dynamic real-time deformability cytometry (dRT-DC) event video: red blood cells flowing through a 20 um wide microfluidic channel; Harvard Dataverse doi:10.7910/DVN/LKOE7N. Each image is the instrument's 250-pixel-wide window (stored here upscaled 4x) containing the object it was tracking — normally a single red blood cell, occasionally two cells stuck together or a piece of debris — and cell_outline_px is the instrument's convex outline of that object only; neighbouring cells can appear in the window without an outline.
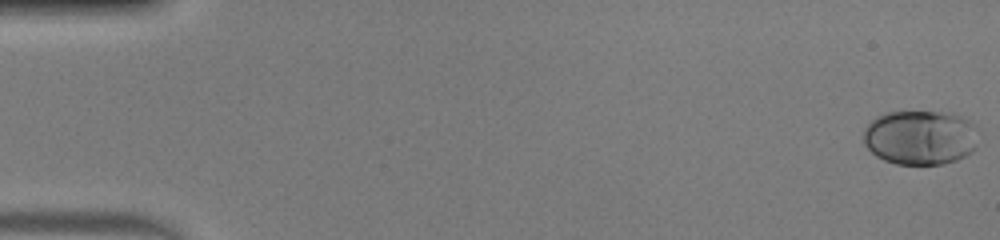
{"species": "human", "species_latin": "Homo sapiens", "temperature_condition": "warm", "stored_images_in_passage": 51, "camera_frame_rate_fps": 3000, "um_per_image_px": 0.085, "donor": {"sex": "male"}, "frame": {"image": 1, "passage_image": 1, "time_ms": 0.0, "image_size_px": [1000, 240], "cell_outline_px": [[976, 148], [972, 152], [956, 160], [944, 164], [896, 164], [884, 160], [876, 156], [864, 144], [864, 128], [876, 116], [888, 112], [952, 112], [976, 124]], "centroid_in_image_um": [78.23, 11.68], "position_along_channel_um": 6.8, "area_um2": 36.76}}
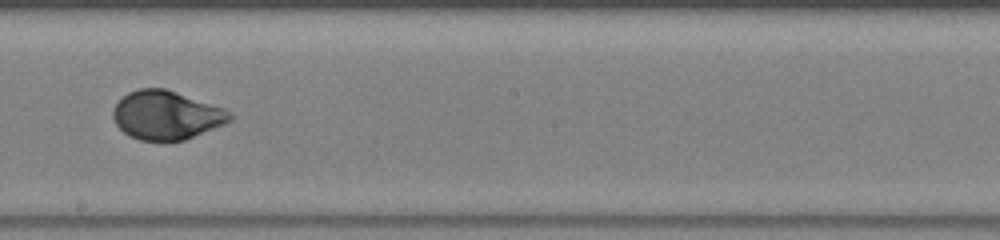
{"frame": {"image": 2, "passage_image": 30, "time_ms": 9.667, "image_size_px": [1000, 240], "cell_outline_px": [[232, 120], [224, 124], [184, 140], [164, 144], [140, 140], [128, 136], [116, 124], [112, 116], [112, 112], [116, 104], [128, 92], [140, 88], [164, 88], [224, 108], [232, 112]], "centroid_in_image_um": [14.13, 9.83], "position_along_channel_um": 234.1, "area_um2": 33.52}}
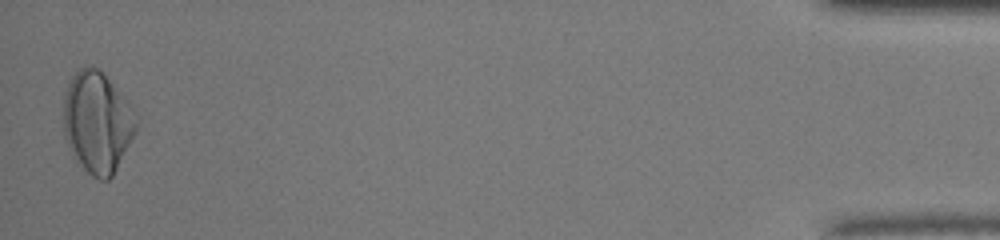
{"frame": {"image": 3, "passage_image": 51, "time_ms": 16.667, "image_size_px": [1000, 240], "cell_outline_px": [[136, 132], [112, 176], [108, 180], [100, 180], [92, 176], [76, 164], [72, 156], [64, 136], [64, 92], [68, 80], [80, 68], [88, 64], [92, 64], [132, 104], [136, 124]], "centroid_in_image_um": [8.24, 10.41], "position_along_channel_um": 427.0, "area_um2": 43.12}, "authors_computed_cell_mechanics": {"area_um2": 33.8708, "velocity_mm_per_s": 4.0473, "shape_relaxation_time_tau1_ms": 3.7575, "shape_relaxation_time_tau2_ms": null, "deformation_change_tau1": 0.1665, "deformation_change_tau2": null}}